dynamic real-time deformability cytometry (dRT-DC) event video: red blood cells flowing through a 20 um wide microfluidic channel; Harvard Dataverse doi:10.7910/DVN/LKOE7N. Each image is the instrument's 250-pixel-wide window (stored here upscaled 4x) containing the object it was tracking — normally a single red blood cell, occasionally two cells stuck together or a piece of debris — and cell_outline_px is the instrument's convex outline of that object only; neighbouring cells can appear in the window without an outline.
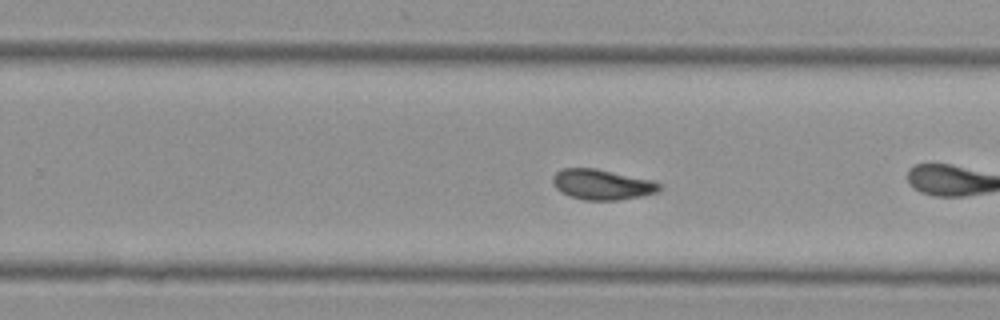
{"species": "Egyptian fruit bat (a non-hibernating species)", "species_latin": "Rousettus aegyptiacus", "temperature_condition": "cold", "stored_images_in_passage": 42, "camera_frame_rate_fps": 3000, "um_per_image_px": 0.085, "animal": {"sex": "female"}, "frame": {"image": 1, "passage_image": 19, "time_ms": 6.0, "image_size_px": [1000, 320], "cell_outline_px": [[660, 192], [640, 196], [616, 200], [584, 200], [568, 196], [556, 188], [552, 184], [552, 176], [556, 172], [564, 168], [596, 168], [652, 180], [660, 184]], "centroid_in_image_um": [51.15, 15.68], "position_along_channel_um": 278.7, "area_um2": 18.9}, "authors_computed_cell_mechanics": {"area_um2": 18.8428, "velocity_mm_per_s": 3.2647, "shape_relaxation_time_tau1_ms": null, "shape_relaxation_time_tau2_ms": 5.1208, "deformation_change_tau1": null, "deformation_change_tau2": 0.1033}}